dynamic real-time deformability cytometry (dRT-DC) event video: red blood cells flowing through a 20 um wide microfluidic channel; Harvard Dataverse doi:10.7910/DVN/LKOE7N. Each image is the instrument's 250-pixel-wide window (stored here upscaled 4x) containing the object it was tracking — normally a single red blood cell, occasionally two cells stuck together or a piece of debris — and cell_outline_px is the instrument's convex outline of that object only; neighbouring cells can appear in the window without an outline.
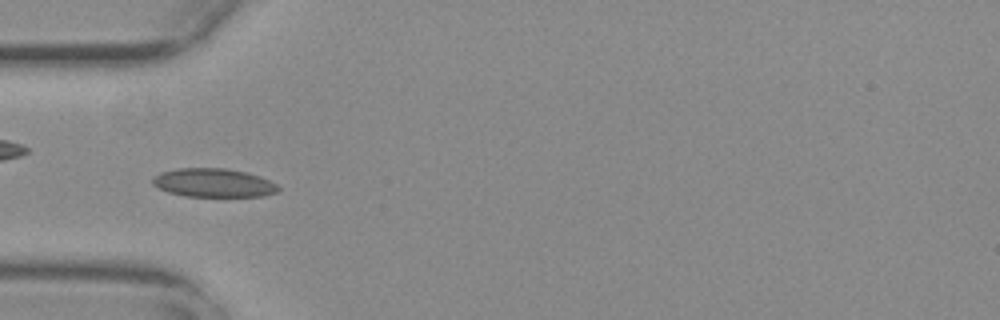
{"species": "common noctule bat (a hibernating species)", "species_latin": "Nyctalus noctula", "temperature_condition": "warm", "stored_images_in_passage": 38, "camera_frame_rate_fps": 3000, "um_per_image_px": 0.085, "animal": {"sex": "female", "body_mass_g": 29.2, "forearm_length_mm": 56.3}, "frame": {"image": 1, "passage_image": 1, "time_ms": 0.0, "image_size_px": [1000, 320], "cell_outline_px": [[280, 188], [276, 192], [264, 196], [184, 196], [168, 192], [152, 184], [152, 176], [160, 172], [176, 168], [228, 168], [248, 172], [260, 176], [276, 184]], "centroid_in_image_um": [18.13, 15.52], "position_along_channel_um": 66.9, "area_um2": 21.1}}
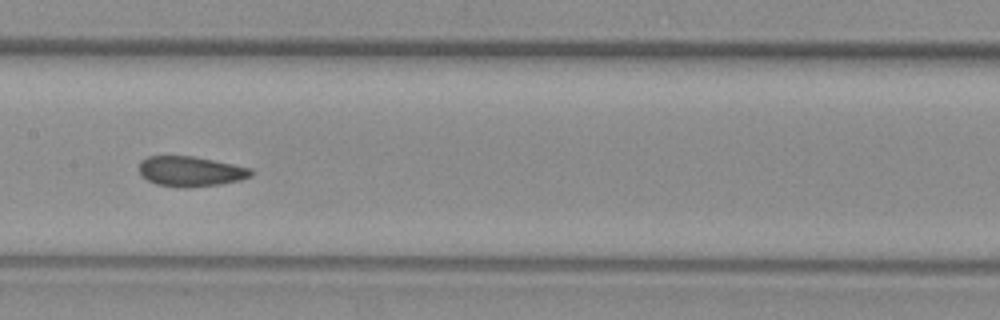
{"frame": {"image": 2, "passage_image": 11, "time_ms": 3.333, "image_size_px": [1000, 320], "cell_outline_px": [[252, 176], [240, 180], [220, 184], [188, 188], [180, 188], [156, 184], [140, 176], [140, 160], [148, 156], [192, 156], [252, 168]], "centroid_in_image_um": [16.18, 14.58], "position_along_channel_um": 191.2, "area_um2": 19.71}}
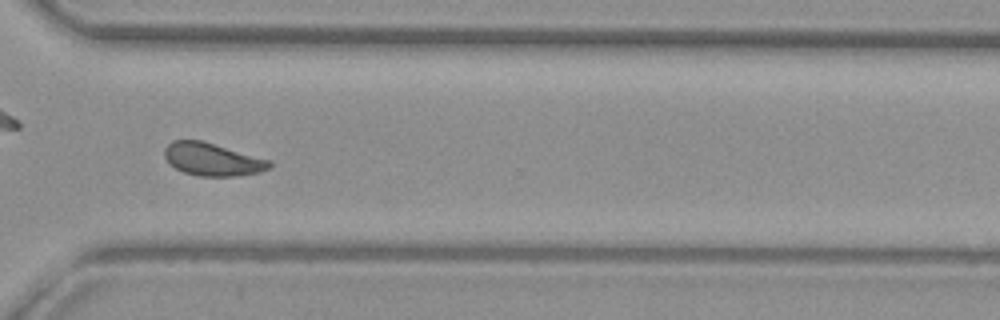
{"frame": {"image": 3, "passage_image": 24, "time_ms": 7.667, "image_size_px": [1000, 320], "cell_outline_px": [[272, 164], [268, 168], [260, 172], [236, 176], [200, 176], [184, 172], [176, 168], [164, 156], [164, 148], [172, 140], [200, 140], [272, 160]], "centroid_in_image_um": [18.07, 13.54], "position_along_channel_um": 352.5, "area_um2": 19.88}, "authors_computed_cell_mechanics": {"area_um2": 20.1144, "velocity_mm_per_s": 3.7305, "shape_relaxation_time_tau1_ms": 7.5, "shape_relaxation_time_tau2_ms": 1.1859, "deformation_change_tau1": 0.1244, "deformation_change_tau2": 0.0572}}